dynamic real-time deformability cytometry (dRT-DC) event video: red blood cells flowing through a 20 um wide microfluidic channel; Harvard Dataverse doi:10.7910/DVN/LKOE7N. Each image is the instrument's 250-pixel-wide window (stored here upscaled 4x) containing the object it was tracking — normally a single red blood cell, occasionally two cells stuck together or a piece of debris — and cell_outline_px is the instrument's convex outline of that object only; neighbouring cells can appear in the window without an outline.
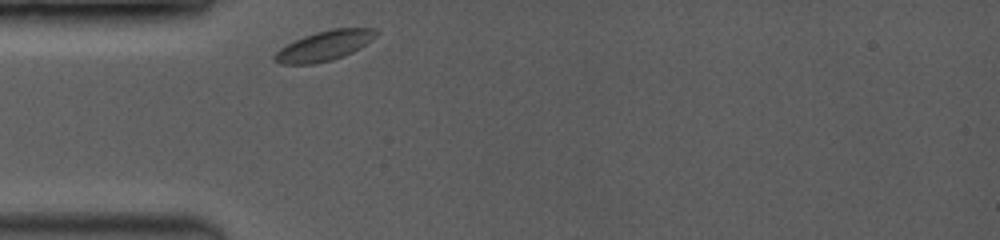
{"species": "common noctule bat (a hibernating species)", "species_latin": "Nyctalus noctula", "temperature_condition": "room temperature", "stored_images_in_passage": 34, "camera_frame_rate_fps": 3500, "um_per_image_px": 0.085, "animal": {"sex": "female", "body_mass_g": 19.0, "forearm_length_mm": 53.3}, "frame": {"image": 1, "passage_image": 1, "time_ms": 0.0, "image_size_px": [1000, 240], "cell_outline_px": [[380, 32], [372, 40], [360, 48], [344, 56], [332, 60], [312, 64], [280, 64], [272, 60], [272, 56], [280, 48], [304, 36], [316, 32], [332, 28], [376, 28]], "centroid_in_image_um": [27.59, 3.89], "position_along_channel_um": 57.4, "area_um2": 17.8}}
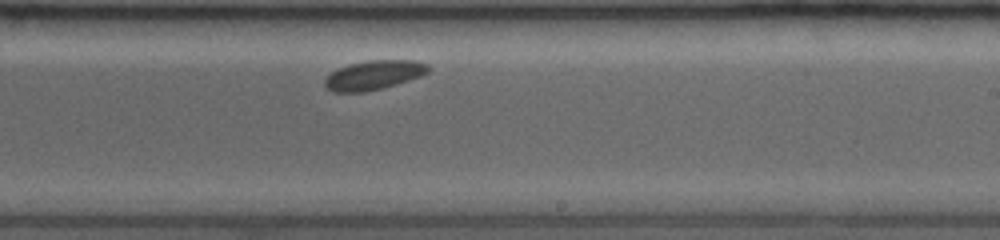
{"frame": {"image": 2, "passage_image": 20, "time_ms": 5.429, "image_size_px": [1000, 240], "cell_outline_px": [[432, 68], [428, 72], [420, 76], [396, 84], [364, 92], [332, 92], [324, 84], [324, 80], [332, 72], [348, 64], [368, 60], [416, 60], [428, 64]], "centroid_in_image_um": [31.8, 6.37], "position_along_channel_um": 257.2, "area_um2": 17.57}}
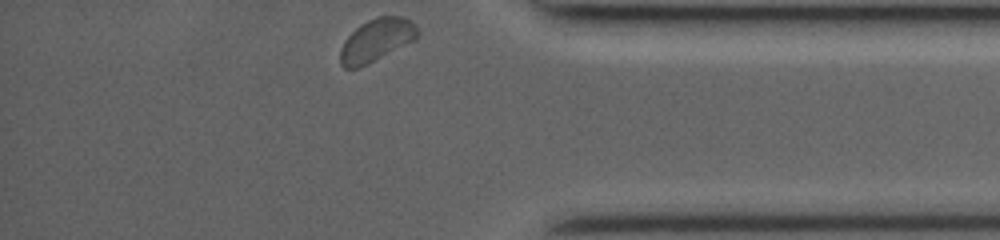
{"frame": {"image": 3, "passage_image": 34, "time_ms": 9.429, "image_size_px": [1000, 240], "cell_outline_px": [[420, 32], [412, 40], [356, 68], [344, 68], [340, 64], [340, 48], [344, 40], [360, 24], [376, 16], [404, 16], [412, 20], [416, 24]], "centroid_in_image_um": [31.98, 3.35], "position_along_channel_um": 403.2, "area_um2": 18.73}}